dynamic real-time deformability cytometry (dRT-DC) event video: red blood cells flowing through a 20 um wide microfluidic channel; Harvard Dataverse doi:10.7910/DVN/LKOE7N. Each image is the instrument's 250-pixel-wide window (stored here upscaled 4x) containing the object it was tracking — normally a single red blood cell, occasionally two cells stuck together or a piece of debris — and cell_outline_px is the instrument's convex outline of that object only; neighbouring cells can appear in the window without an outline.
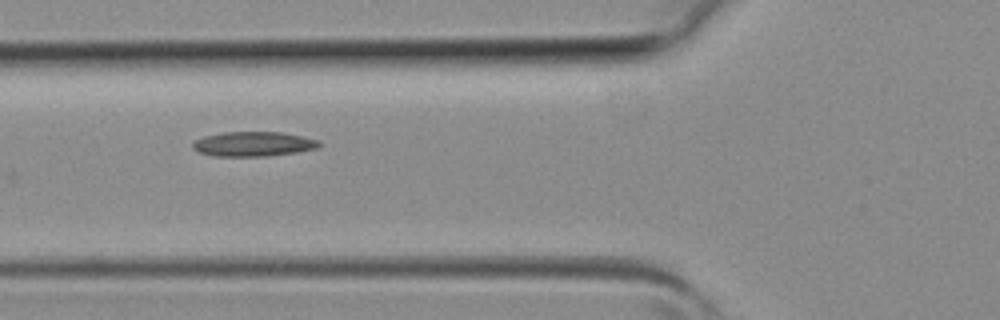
{"species": "common noctule bat (a hibernating species)", "species_latin": "Nyctalus noctula", "temperature_condition": "room temperature", "stored_images_in_passage": 5, "camera_frame_rate_fps": 3000, "um_per_image_px": 0.085, "animal": {"sex": "female", "body_mass_g": 19.3, "forearm_length_mm": 54.1}, "frame": {"image": 1, "passage_image": 4, "time_ms": 1.0, "image_size_px": [1000, 320], "cell_outline_px": [[320, 144], [316, 148], [296, 152], [268, 156], [212, 156], [196, 152], [192, 148], [192, 144], [196, 140], [204, 136], [224, 132], [284, 132], [320, 140]], "centroid_in_image_um": [21.51, 12.24], "position_along_channel_um": 104.3, "area_um2": 18.26}}
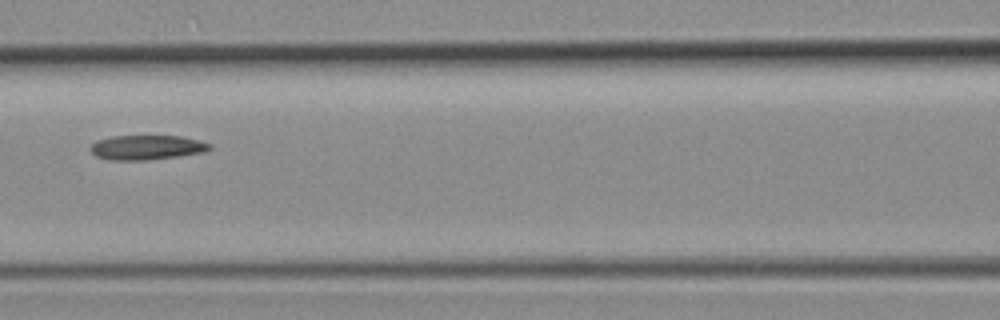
{"frame": {"image": 2, "passage_image": 5, "time_ms": 1.333, "image_size_px": [1000, 320], "cell_outline_px": [[212, 148], [204, 152], [176, 156], [144, 160], [108, 160], [96, 156], [88, 148], [96, 140], [112, 136], [180, 136], [212, 144]], "centroid_in_image_um": [12.43, 12.53], "position_along_channel_um": 154.2, "area_um2": 16.99}}